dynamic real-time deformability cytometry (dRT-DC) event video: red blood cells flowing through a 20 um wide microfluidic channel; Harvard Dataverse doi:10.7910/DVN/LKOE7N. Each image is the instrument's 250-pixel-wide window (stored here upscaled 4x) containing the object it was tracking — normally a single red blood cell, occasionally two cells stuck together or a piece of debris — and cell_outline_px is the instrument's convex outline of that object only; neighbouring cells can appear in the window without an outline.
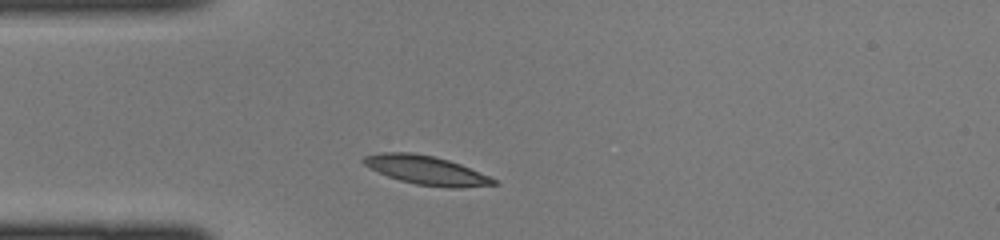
{"species": "common noctule bat (a hibernating species)", "species_latin": "Nyctalus noctula", "temperature_condition": "cold", "stored_images_in_passage": 34, "camera_frame_rate_fps": 3000, "um_per_image_px": 0.085, "animal": {"sex": "female", "body_mass_g": 22.0, "forearm_length_mm": 56.7}, "frame": {"image": 1, "passage_image": 1, "time_ms": 0.0, "image_size_px": [1000, 240], "cell_outline_px": [[500, 184], [460, 188], [448, 188], [416, 184], [400, 180], [388, 176], [364, 164], [360, 160], [364, 156], [380, 152], [412, 152], [432, 156], [448, 160], [460, 164], [488, 176], [496, 180]], "centroid_in_image_um": [36.24, 14.47], "position_along_channel_um": 48.8, "area_um2": 21.68}}
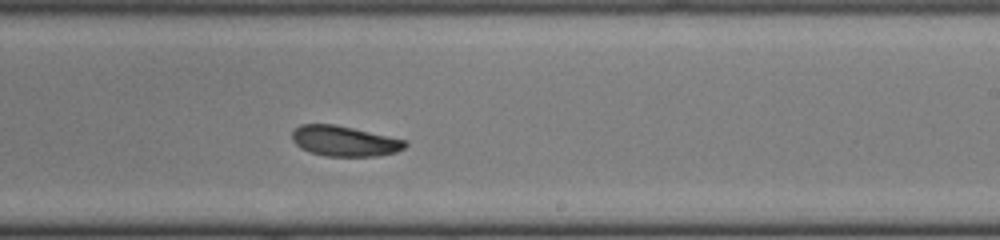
{"frame": {"image": 2, "passage_image": 16, "time_ms": 5.0, "image_size_px": [1000, 240], "cell_outline_px": [[408, 144], [404, 148], [396, 152], [380, 156], [324, 156], [308, 152], [300, 148], [292, 140], [292, 132], [300, 124], [336, 124], [408, 140]], "centroid_in_image_um": [29.29, 11.99], "position_along_channel_um": 259.7, "area_um2": 20.29}}
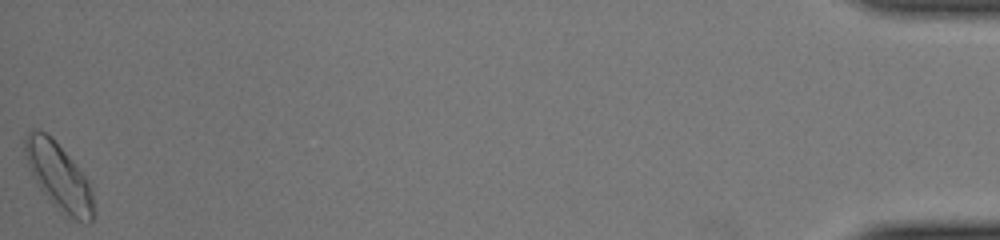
{"frame": {"image": 3, "passage_image": 34, "time_ms": 11.0, "image_size_px": [1000, 240], "cell_outline_px": [[92, 220], [88, 224], [68, 220], [52, 204], [40, 188], [28, 164], [24, 152], [24, 140], [28, 132], [32, 128], [36, 128], [52, 136], [92, 184]], "centroid_in_image_um": [5.01, 15.03], "position_along_channel_um": 430.2, "area_um2": 26.93}}